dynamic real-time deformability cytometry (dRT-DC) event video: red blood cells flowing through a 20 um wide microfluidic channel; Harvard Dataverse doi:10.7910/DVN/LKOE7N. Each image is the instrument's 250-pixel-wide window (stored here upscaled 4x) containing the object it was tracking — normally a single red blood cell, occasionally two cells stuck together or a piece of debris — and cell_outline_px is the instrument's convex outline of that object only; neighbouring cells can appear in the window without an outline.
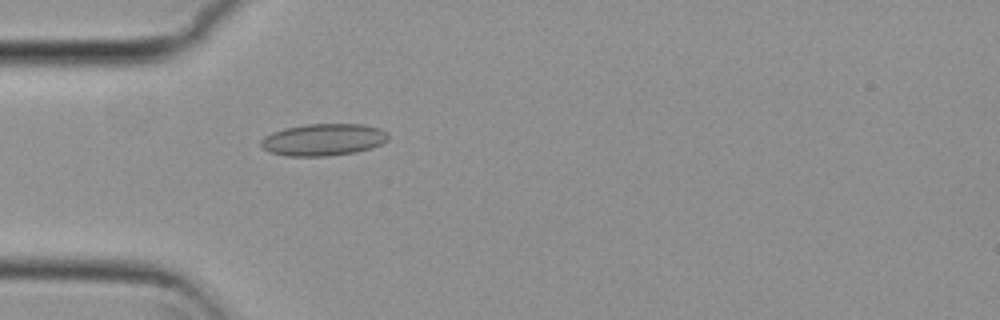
{"species": "common noctule bat (a hibernating species)", "species_latin": "Nyctalus noctula", "temperature_condition": "cold", "stored_images_in_passage": 54, "camera_frame_rate_fps": 3000, "um_per_image_px": 0.085, "animal": {"sex": "female", "body_mass_g": 29.2, "forearm_length_mm": 56.3}, "frame": {"image": 1, "passage_image": 16, "time_ms": 5.0, "image_size_px": [1000, 320], "cell_outline_px": [[388, 140], [372, 148], [356, 152], [328, 156], [284, 156], [268, 152], [260, 144], [260, 140], [264, 136], [272, 132], [284, 128], [304, 124], [364, 124], [380, 128], [388, 132]], "centroid_in_image_um": [27.48, 11.87], "position_along_channel_um": 57.5, "area_um2": 24.04}}
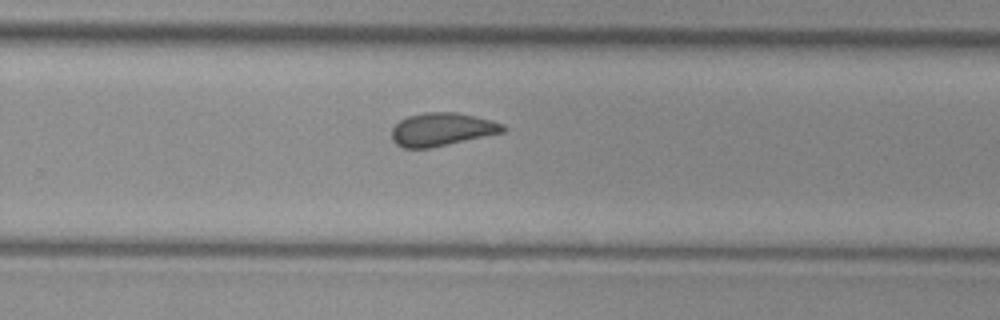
{"frame": {"image": 2, "passage_image": 35, "time_ms": 11.333, "image_size_px": [1000, 320], "cell_outline_px": [[504, 132], [432, 148], [404, 148], [396, 144], [392, 140], [392, 128], [400, 120], [408, 116], [424, 112], [456, 112], [476, 116], [492, 120], [504, 124]], "centroid_in_image_um": [37.55, 11.0], "position_along_channel_um": 292.2, "area_um2": 21.56}}
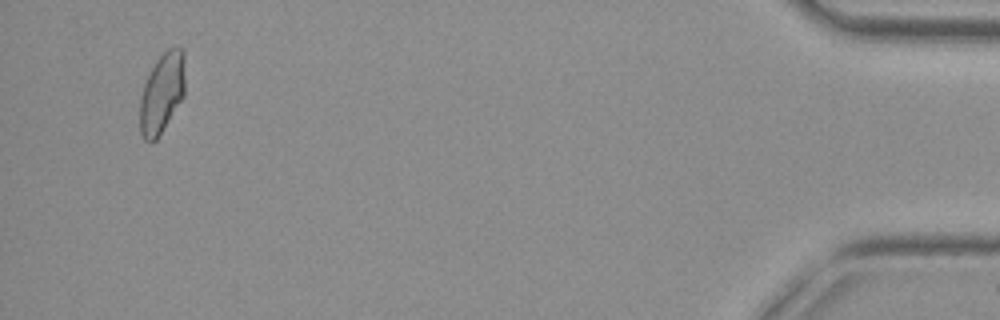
{"frame": {"image": 3, "passage_image": 52, "time_ms": 17.0, "image_size_px": [1000, 320], "cell_outline_px": [[184, 96], [156, 140], [152, 144], [148, 144], [144, 140], [140, 132], [140, 96], [144, 84], [156, 60], [168, 48], [176, 44], [184, 52]], "centroid_in_image_um": [13.76, 7.92], "position_along_channel_um": 421.4, "area_um2": 21.21}, "authors_computed_cell_mechanics": {"area_um2": 21.5594, "velocity_mm_per_s": 3.7783, "shape_relaxation_time_tau1_ms": null, "shape_relaxation_time_tau2_ms": 2.2972, "deformation_change_tau1": null, "deformation_change_tau2": 0.073}}